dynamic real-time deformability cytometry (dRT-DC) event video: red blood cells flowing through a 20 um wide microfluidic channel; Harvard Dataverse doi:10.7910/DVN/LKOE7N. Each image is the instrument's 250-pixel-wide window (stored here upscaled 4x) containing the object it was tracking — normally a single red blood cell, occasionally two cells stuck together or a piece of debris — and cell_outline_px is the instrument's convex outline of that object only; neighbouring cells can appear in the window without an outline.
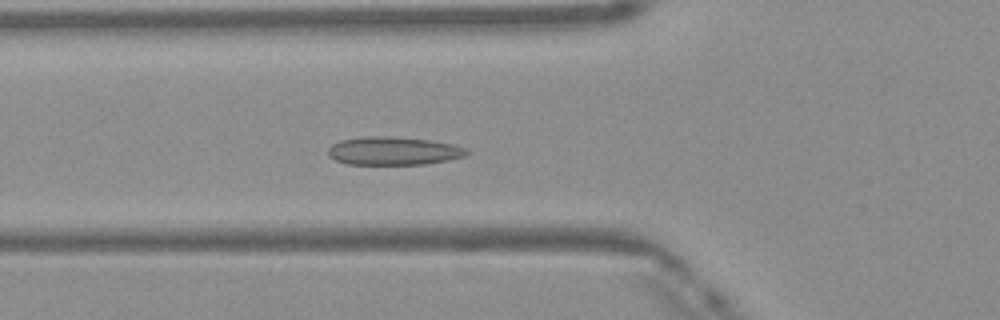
{"species": "Egyptian fruit bat (a non-hibernating species)", "species_latin": "Rousettus aegyptiacus", "temperature_condition": "warm", "stored_images_in_passage": 48, "camera_frame_rate_fps": 3000, "um_per_image_px": 0.085, "frame": {"image": 1, "passage_image": 17, "time_ms": 5.333, "image_size_px": [1000, 320], "cell_outline_px": [[468, 152], [464, 156], [448, 160], [424, 164], [348, 164], [336, 160], [328, 156], [328, 148], [332, 144], [340, 140], [364, 136], [388, 136], [428, 140], [456, 144], [468, 148]], "centroid_in_image_um": [33.44, 12.82], "position_along_channel_um": 92.4, "area_um2": 22.83}}
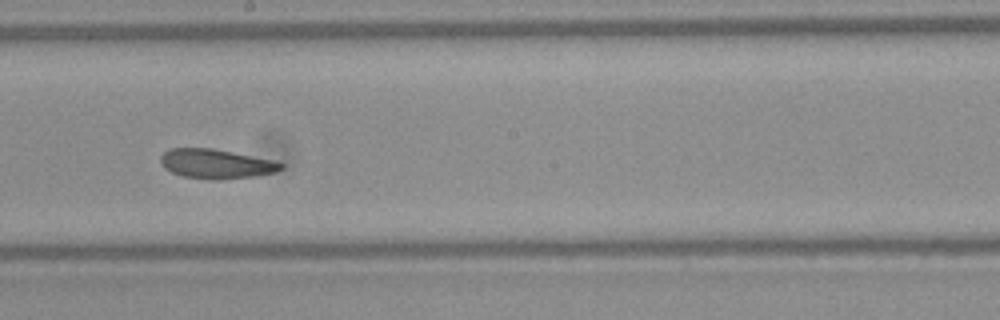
{"frame": {"image": 2, "passage_image": 27, "time_ms": 8.667, "image_size_px": [1000, 320], "cell_outline_px": [[284, 168], [276, 172], [252, 176], [216, 180], [212, 180], [180, 176], [164, 168], [160, 160], [160, 156], [164, 152], [172, 148], [212, 148], [276, 160], [284, 164]], "centroid_in_image_um": [18.38, 13.92], "position_along_channel_um": 229.8, "area_um2": 20.81}}
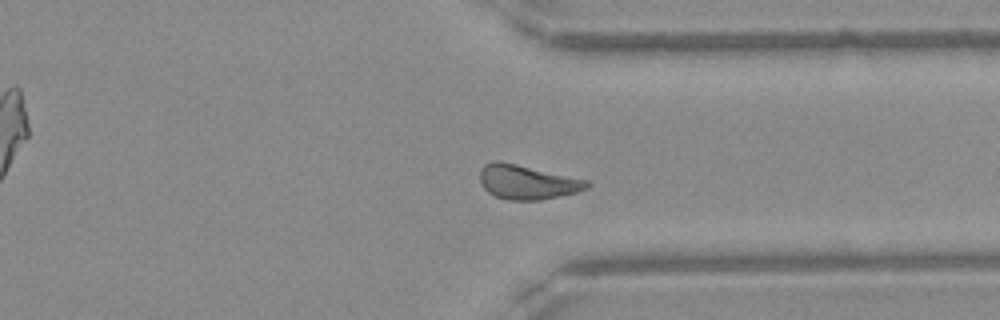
{"frame": {"image": 3, "passage_image": 37, "time_ms": 12.0, "image_size_px": [1000, 320], "cell_outline_px": [[592, 184], [588, 188], [576, 192], [540, 200], [508, 200], [496, 196], [488, 192], [484, 188], [480, 180], [480, 168], [484, 164], [496, 160], [500, 160], [588, 180]], "centroid_in_image_um": [44.8, 15.46], "position_along_channel_um": 366.6, "area_um2": 21.44}, "authors_computed_cell_mechanics": {"area_um2": 21.5305, "velocity_mm_per_s": 4.106, "shape_relaxation_time_tau1_ms": 7.1376, "shape_relaxation_time_tau2_ms": 3.2423, "deformation_change_tau1": 0.1186, "deformation_change_tau2": 0.074}}